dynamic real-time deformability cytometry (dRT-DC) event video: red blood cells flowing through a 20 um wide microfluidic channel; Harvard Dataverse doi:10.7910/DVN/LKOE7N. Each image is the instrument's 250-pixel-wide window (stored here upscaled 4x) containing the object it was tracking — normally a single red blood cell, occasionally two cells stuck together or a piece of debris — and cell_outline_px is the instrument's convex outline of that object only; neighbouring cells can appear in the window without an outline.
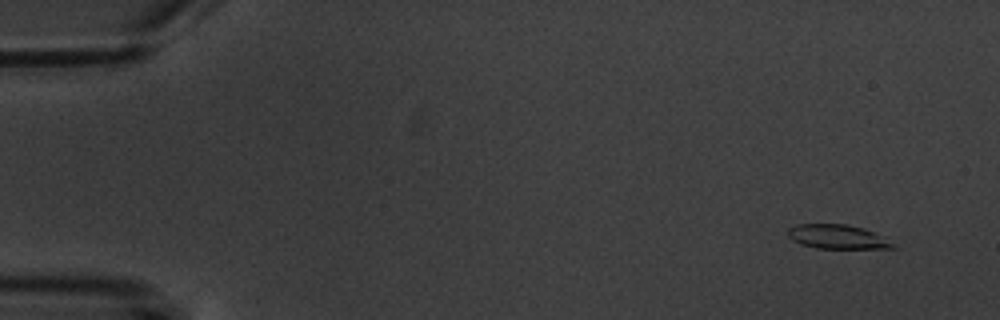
{"species": "common noctule bat (a hibernating species)", "species_latin": "Nyctalus noctula", "temperature_condition": "warm", "stored_images_in_passage": 6, "camera_frame_rate_fps": 3000, "um_per_image_px": 0.085, "animal": {"sex": "male", "body_mass_g": 20.1, "forearm_length_mm": 53.5}, "frame": {"image": 1, "passage_image": 1, "time_ms": 0.0, "image_size_px": [1000, 320], "cell_outline_px": [[896, 248], [816, 248], [800, 244], [792, 240], [788, 236], [788, 228], [796, 224], [848, 224], [864, 228], [884, 236]], "centroid_in_image_um": [71.15, 20.11], "position_along_channel_um": 13.9, "area_um2": 14.8}}
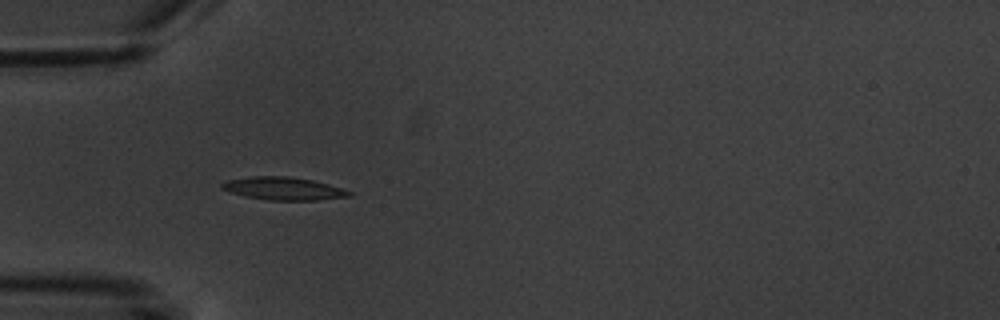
{"frame": {"image": 2, "passage_image": 5, "time_ms": 4.667, "image_size_px": [1000, 320], "cell_outline_px": [[352, 196], [316, 200], [268, 200], [244, 196], [220, 188], [220, 184], [228, 180], [252, 176], [288, 176], [312, 180], [328, 184], [352, 192]], "centroid_in_image_um": [24.08, 16.02], "position_along_channel_um": 60.9, "area_um2": 16.82}}